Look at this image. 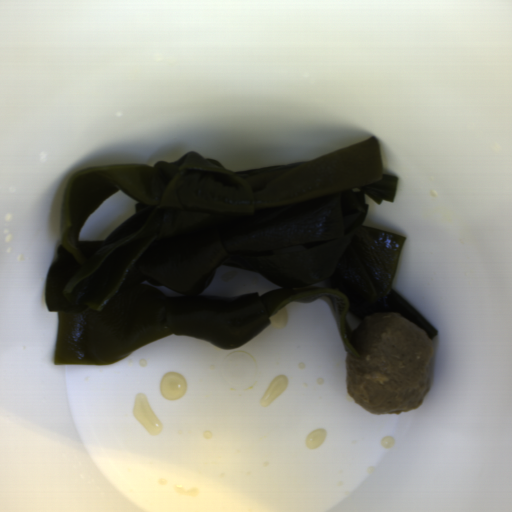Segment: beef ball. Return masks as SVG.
<instances>
[{
    "instance_id": "obj_1",
    "label": "beef ball",
    "mask_w": 512,
    "mask_h": 512,
    "mask_svg": "<svg viewBox=\"0 0 512 512\" xmlns=\"http://www.w3.org/2000/svg\"><path fill=\"white\" fill-rule=\"evenodd\" d=\"M360 358L345 355L346 389L370 414H396L420 407L426 367L435 354L428 333L398 312L373 313L352 332Z\"/></svg>"
}]
</instances>
